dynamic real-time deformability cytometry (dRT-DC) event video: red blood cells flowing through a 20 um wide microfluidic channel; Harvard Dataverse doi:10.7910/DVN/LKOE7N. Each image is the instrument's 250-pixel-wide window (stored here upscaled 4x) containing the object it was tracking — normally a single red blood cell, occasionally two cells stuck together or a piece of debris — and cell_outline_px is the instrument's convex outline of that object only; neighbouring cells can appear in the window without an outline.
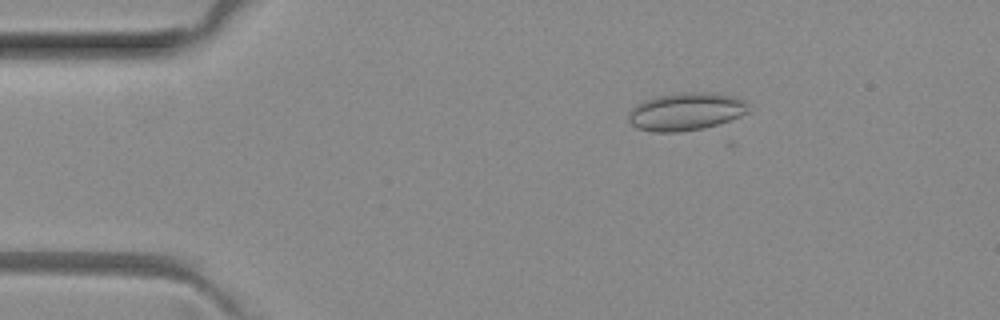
{"species": "common noctule bat (a hibernating species)", "species_latin": "Nyctalus noctula", "temperature_condition": "room temperature", "stored_images_in_passage": 4, "camera_frame_rate_fps": 3000, "um_per_image_px": 0.085, "animal": {"sex": "female", "body_mass_g": 29.2, "forearm_length_mm": 56.3}, "frame": {"image": 1, "passage_image": 2, "time_ms": 0.333, "image_size_px": [1000, 320], "cell_outline_px": [[748, 112], [740, 116], [704, 128], [676, 132], [652, 132], [636, 128], [628, 120], [628, 116], [632, 108], [636, 104], [644, 100], [656, 96], [680, 92], [712, 92], [736, 96], [744, 100], [748, 104]], "centroid_in_image_um": [58.29, 9.47], "position_along_channel_um": 26.7, "area_um2": 26.53}}